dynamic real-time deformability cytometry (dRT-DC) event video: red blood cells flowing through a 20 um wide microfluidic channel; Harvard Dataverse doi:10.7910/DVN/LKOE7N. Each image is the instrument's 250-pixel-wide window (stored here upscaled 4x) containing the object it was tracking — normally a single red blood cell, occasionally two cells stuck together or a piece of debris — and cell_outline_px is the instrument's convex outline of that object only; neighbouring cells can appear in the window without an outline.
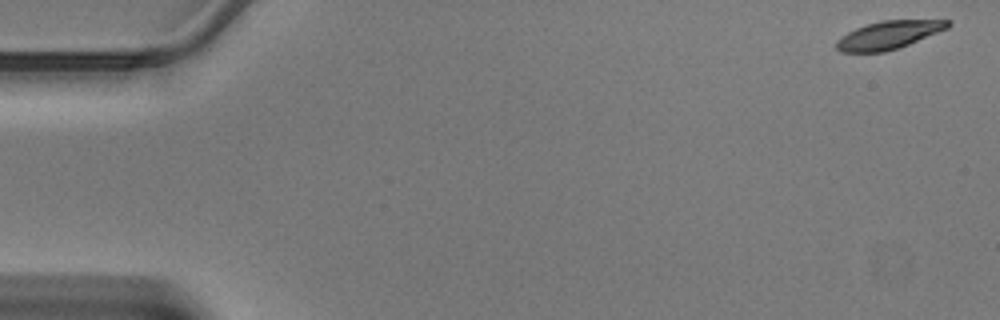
{"species": "Egyptian fruit bat (a non-hibernating species)", "species_latin": "Rousettus aegyptiacus", "temperature_condition": "warm", "stored_images_in_passage": 44, "camera_frame_rate_fps": 3000, "um_per_image_px": 0.085, "animal": {"sex": "male"}, "frame": {"image": 1, "passage_image": 1, "time_ms": 0.0, "image_size_px": [1000, 320], "cell_outline_px": [[952, 24], [948, 28], [900, 48], [884, 52], [840, 52], [836, 48], [836, 40], [848, 32], [856, 28], [868, 24], [884, 20], [948, 20]], "centroid_in_image_um": [75.54, 2.98], "position_along_channel_um": 9.5, "area_um2": 18.15}}
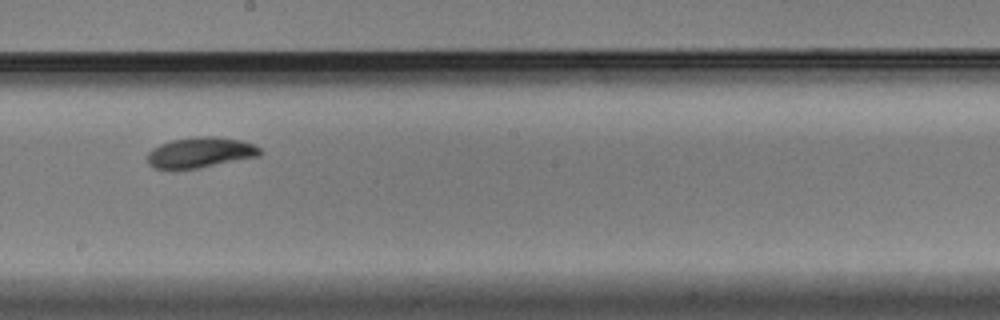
{"frame": {"image": 2, "passage_image": 26, "time_ms": 8.333, "image_size_px": [1000, 320], "cell_outline_px": [[264, 152], [260, 156], [200, 168], [176, 172], [172, 172], [152, 168], [148, 164], [148, 152], [152, 148], [160, 144], [172, 140], [196, 136], [216, 136], [240, 140], [252, 144], [260, 148]], "centroid_in_image_um": [16.98, 13.01], "position_along_channel_um": 231.2, "area_um2": 20.81}}
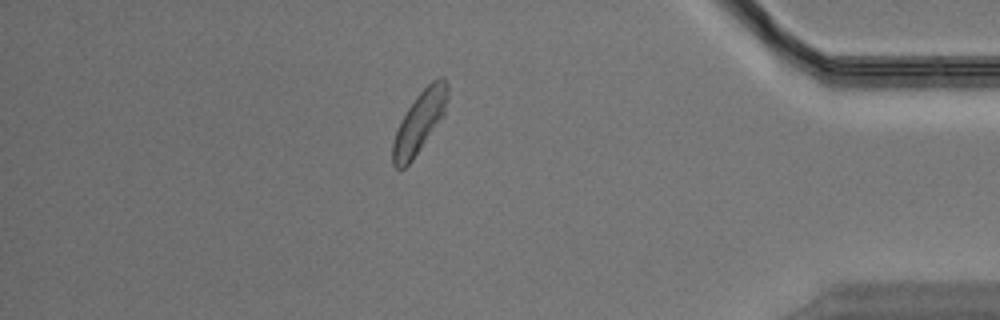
{"frame": {"image": 3, "passage_image": 40, "time_ms": 13.0, "image_size_px": [1000, 320], "cell_outline_px": [[448, 96], [444, 116], [412, 160], [404, 168], [396, 168], [392, 164], [392, 144], [400, 120], [416, 96], [432, 80], [440, 76], [444, 76], [448, 84]], "centroid_in_image_um": [35.67, 10.34], "position_along_channel_um": 399.5, "area_um2": 19.65}}